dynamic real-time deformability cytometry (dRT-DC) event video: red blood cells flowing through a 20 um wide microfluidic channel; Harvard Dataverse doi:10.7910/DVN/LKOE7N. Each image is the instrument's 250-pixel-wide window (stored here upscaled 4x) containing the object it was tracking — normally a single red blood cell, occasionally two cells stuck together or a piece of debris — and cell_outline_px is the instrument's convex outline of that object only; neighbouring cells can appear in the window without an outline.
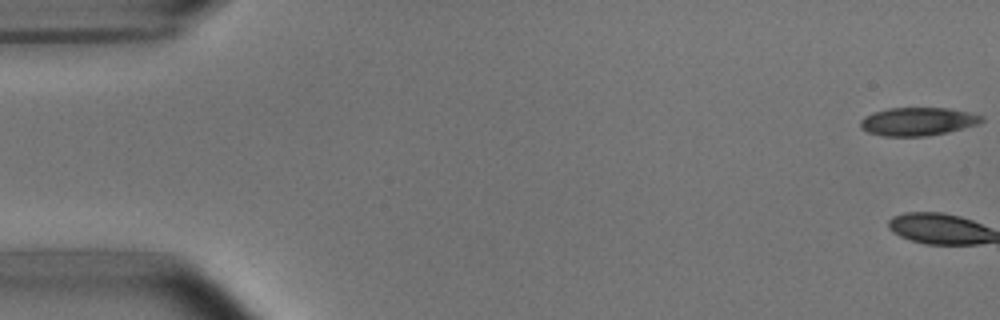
{"species": "common noctule bat (a hibernating species)", "species_latin": "Nyctalus noctula", "temperature_condition": "room temperature", "stored_images_in_passage": 2, "camera_frame_rate_fps": 3000, "um_per_image_px": 0.085, "animal": {"sex": "male", "body_mass_g": 15.6}, "frame": {"image": 1, "passage_image": 1, "time_ms": 0.0, "image_size_px": [1000, 320], "cell_outline_px": [[984, 120], [976, 124], [948, 132], [928, 136], [884, 136], [868, 132], [860, 128], [860, 120], [864, 116], [872, 112], [888, 108], [948, 108], [968, 112], [984, 116]], "centroid_in_image_um": [77.98, 10.32], "position_along_channel_um": 7.0, "area_um2": 19.94}}